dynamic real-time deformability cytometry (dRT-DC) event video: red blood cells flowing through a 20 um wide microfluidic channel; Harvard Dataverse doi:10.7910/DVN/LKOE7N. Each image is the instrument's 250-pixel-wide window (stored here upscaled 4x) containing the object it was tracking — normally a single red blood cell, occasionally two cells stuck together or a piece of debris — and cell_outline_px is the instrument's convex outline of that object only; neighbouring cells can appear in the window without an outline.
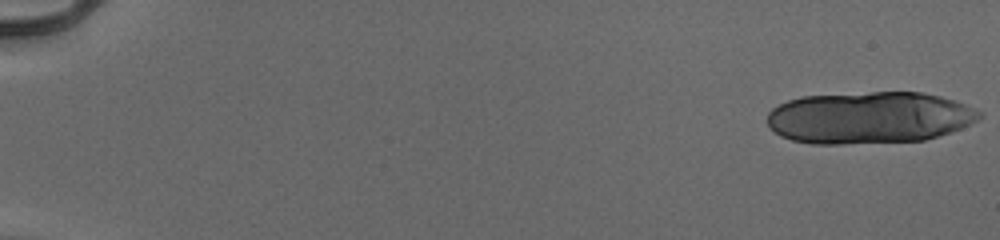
{"species": "human", "species_latin": "Homo sapiens", "temperature_condition": "cold", "stored_images_in_passage": 23, "camera_frame_rate_fps": 3000, "um_per_image_px": 0.085, "donor": {"sex": "male"}, "frame": {"image": 1, "passage_image": 1, "time_ms": 0.0, "image_size_px": [1000, 240], "cell_outline_px": [[984, 116], [960, 128], [924, 140], [840, 144], [812, 144], [792, 140], [780, 136], [768, 128], [768, 112], [772, 108], [788, 100], [804, 96], [872, 92], [920, 92], [940, 96], [976, 108], [984, 112]], "centroid_in_image_um": [73.86, 10.0], "position_along_channel_um": 11.1, "area_um2": 64.16}}
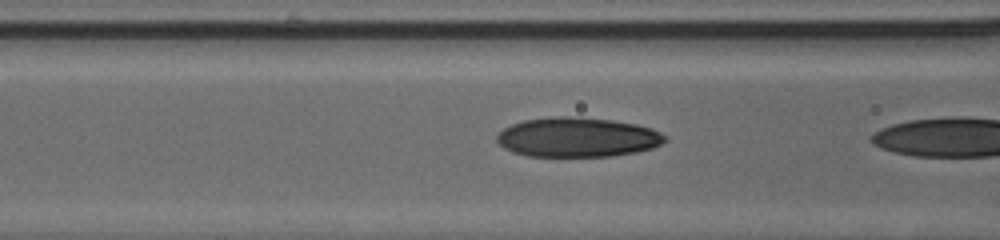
{"frame": {"image": 2, "passage_image": 22, "time_ms": 7.0, "image_size_px": [1000, 240], "cell_outline_px": [[668, 140], [652, 148], [636, 152], [612, 156], [528, 156], [512, 152], [504, 148], [496, 140], [496, 136], [504, 128], [512, 124], [524, 120], [552, 116], [568, 116], [612, 120], [636, 124], [652, 128], [668, 136]], "centroid_in_image_um": [49.1, 11.66], "position_along_channel_um": 117.5, "area_um2": 38.9}}